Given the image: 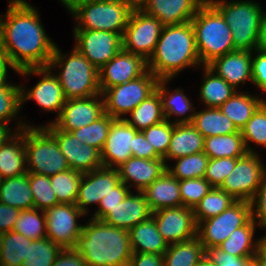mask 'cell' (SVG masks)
Masks as SVG:
<instances>
[{
	"mask_svg": "<svg viewBox=\"0 0 266 266\" xmlns=\"http://www.w3.org/2000/svg\"><path fill=\"white\" fill-rule=\"evenodd\" d=\"M3 16L0 47L11 69L48 67L56 44L45 34L38 11L25 0H10Z\"/></svg>",
	"mask_w": 266,
	"mask_h": 266,
	"instance_id": "6da1fadb",
	"label": "cell"
},
{
	"mask_svg": "<svg viewBox=\"0 0 266 266\" xmlns=\"http://www.w3.org/2000/svg\"><path fill=\"white\" fill-rule=\"evenodd\" d=\"M86 224L74 249L88 266L128 265L133 254L128 230L95 218Z\"/></svg>",
	"mask_w": 266,
	"mask_h": 266,
	"instance_id": "7a4b0ae2",
	"label": "cell"
},
{
	"mask_svg": "<svg viewBox=\"0 0 266 266\" xmlns=\"http://www.w3.org/2000/svg\"><path fill=\"white\" fill-rule=\"evenodd\" d=\"M201 65L191 22L163 26L147 68L159 80L174 79L186 67Z\"/></svg>",
	"mask_w": 266,
	"mask_h": 266,
	"instance_id": "3957f363",
	"label": "cell"
},
{
	"mask_svg": "<svg viewBox=\"0 0 266 266\" xmlns=\"http://www.w3.org/2000/svg\"><path fill=\"white\" fill-rule=\"evenodd\" d=\"M48 67L50 69L59 67L61 72L56 76L66 99L86 98L102 94L98 69L75 47L68 55L62 54L60 48L58 49V46L55 45Z\"/></svg>",
	"mask_w": 266,
	"mask_h": 266,
	"instance_id": "277c9868",
	"label": "cell"
},
{
	"mask_svg": "<svg viewBox=\"0 0 266 266\" xmlns=\"http://www.w3.org/2000/svg\"><path fill=\"white\" fill-rule=\"evenodd\" d=\"M201 64L234 51L232 31L221 13L206 0L191 20Z\"/></svg>",
	"mask_w": 266,
	"mask_h": 266,
	"instance_id": "5b68a950",
	"label": "cell"
},
{
	"mask_svg": "<svg viewBox=\"0 0 266 266\" xmlns=\"http://www.w3.org/2000/svg\"><path fill=\"white\" fill-rule=\"evenodd\" d=\"M135 6L129 0H89L70 13L78 23L74 30H102L123 36Z\"/></svg>",
	"mask_w": 266,
	"mask_h": 266,
	"instance_id": "8992f818",
	"label": "cell"
},
{
	"mask_svg": "<svg viewBox=\"0 0 266 266\" xmlns=\"http://www.w3.org/2000/svg\"><path fill=\"white\" fill-rule=\"evenodd\" d=\"M222 15L232 31L234 51L257 50L259 28L264 12L254 1L208 0Z\"/></svg>",
	"mask_w": 266,
	"mask_h": 266,
	"instance_id": "52a82bcc",
	"label": "cell"
},
{
	"mask_svg": "<svg viewBox=\"0 0 266 266\" xmlns=\"http://www.w3.org/2000/svg\"><path fill=\"white\" fill-rule=\"evenodd\" d=\"M28 173L52 176L69 168L55 138L43 127H25Z\"/></svg>",
	"mask_w": 266,
	"mask_h": 266,
	"instance_id": "ba28073f",
	"label": "cell"
},
{
	"mask_svg": "<svg viewBox=\"0 0 266 266\" xmlns=\"http://www.w3.org/2000/svg\"><path fill=\"white\" fill-rule=\"evenodd\" d=\"M158 78L147 70L138 78L107 88L103 93L105 113L114 119H124L122 115L129 114L155 90Z\"/></svg>",
	"mask_w": 266,
	"mask_h": 266,
	"instance_id": "9c48e42d",
	"label": "cell"
},
{
	"mask_svg": "<svg viewBox=\"0 0 266 266\" xmlns=\"http://www.w3.org/2000/svg\"><path fill=\"white\" fill-rule=\"evenodd\" d=\"M162 28L156 17L135 7L122 36V49L148 61L155 51Z\"/></svg>",
	"mask_w": 266,
	"mask_h": 266,
	"instance_id": "30bf717a",
	"label": "cell"
},
{
	"mask_svg": "<svg viewBox=\"0 0 266 266\" xmlns=\"http://www.w3.org/2000/svg\"><path fill=\"white\" fill-rule=\"evenodd\" d=\"M257 153H246L238 158L235 168L219 187L237 201L250 202L266 179V166Z\"/></svg>",
	"mask_w": 266,
	"mask_h": 266,
	"instance_id": "8fae6325",
	"label": "cell"
},
{
	"mask_svg": "<svg viewBox=\"0 0 266 266\" xmlns=\"http://www.w3.org/2000/svg\"><path fill=\"white\" fill-rule=\"evenodd\" d=\"M251 218V204L236 201L221 214L201 221L197 226V237L204 249L218 247L237 228Z\"/></svg>",
	"mask_w": 266,
	"mask_h": 266,
	"instance_id": "7c38bea8",
	"label": "cell"
},
{
	"mask_svg": "<svg viewBox=\"0 0 266 266\" xmlns=\"http://www.w3.org/2000/svg\"><path fill=\"white\" fill-rule=\"evenodd\" d=\"M46 216V237L62 249L74 248L82 233L83 225L77 224L85 215L75 204L59 203L44 211Z\"/></svg>",
	"mask_w": 266,
	"mask_h": 266,
	"instance_id": "4fadbf2b",
	"label": "cell"
},
{
	"mask_svg": "<svg viewBox=\"0 0 266 266\" xmlns=\"http://www.w3.org/2000/svg\"><path fill=\"white\" fill-rule=\"evenodd\" d=\"M75 48L98 70L107 64L121 49L119 33L102 30H73Z\"/></svg>",
	"mask_w": 266,
	"mask_h": 266,
	"instance_id": "5bb4252c",
	"label": "cell"
},
{
	"mask_svg": "<svg viewBox=\"0 0 266 266\" xmlns=\"http://www.w3.org/2000/svg\"><path fill=\"white\" fill-rule=\"evenodd\" d=\"M43 127L55 138L70 169L87 173L103 166L101 151L95 147L82 144L71 132L58 129L52 122Z\"/></svg>",
	"mask_w": 266,
	"mask_h": 266,
	"instance_id": "9a60e30c",
	"label": "cell"
},
{
	"mask_svg": "<svg viewBox=\"0 0 266 266\" xmlns=\"http://www.w3.org/2000/svg\"><path fill=\"white\" fill-rule=\"evenodd\" d=\"M17 74L23 76L33 74L43 76L29 91L26 90L25 92V88L21 87V108L26 100L31 99L43 108V111H58L57 115H60L67 99L65 98L59 80L57 76L53 74L52 69L49 67L28 68L18 71Z\"/></svg>",
	"mask_w": 266,
	"mask_h": 266,
	"instance_id": "2e32d148",
	"label": "cell"
},
{
	"mask_svg": "<svg viewBox=\"0 0 266 266\" xmlns=\"http://www.w3.org/2000/svg\"><path fill=\"white\" fill-rule=\"evenodd\" d=\"M158 231L168 245L188 241L197 236L193 209L183 205L153 212Z\"/></svg>",
	"mask_w": 266,
	"mask_h": 266,
	"instance_id": "e0dca14e",
	"label": "cell"
},
{
	"mask_svg": "<svg viewBox=\"0 0 266 266\" xmlns=\"http://www.w3.org/2000/svg\"><path fill=\"white\" fill-rule=\"evenodd\" d=\"M104 113L102 94L86 98L67 99L60 115L52 123L62 131L71 132L90 125Z\"/></svg>",
	"mask_w": 266,
	"mask_h": 266,
	"instance_id": "ac0fdd59",
	"label": "cell"
},
{
	"mask_svg": "<svg viewBox=\"0 0 266 266\" xmlns=\"http://www.w3.org/2000/svg\"><path fill=\"white\" fill-rule=\"evenodd\" d=\"M147 70V61L142 56L121 49L98 70L100 91L134 80Z\"/></svg>",
	"mask_w": 266,
	"mask_h": 266,
	"instance_id": "d6986e66",
	"label": "cell"
},
{
	"mask_svg": "<svg viewBox=\"0 0 266 266\" xmlns=\"http://www.w3.org/2000/svg\"><path fill=\"white\" fill-rule=\"evenodd\" d=\"M118 170L111 167H100L91 172L83 173L75 205L87 214L88 205L100 204V201L110 193L118 183Z\"/></svg>",
	"mask_w": 266,
	"mask_h": 266,
	"instance_id": "ffe728a7",
	"label": "cell"
},
{
	"mask_svg": "<svg viewBox=\"0 0 266 266\" xmlns=\"http://www.w3.org/2000/svg\"><path fill=\"white\" fill-rule=\"evenodd\" d=\"M137 132L124 119H115L112 122L107 139L101 150V159L104 167H118L132 156L133 137Z\"/></svg>",
	"mask_w": 266,
	"mask_h": 266,
	"instance_id": "44dd1931",
	"label": "cell"
},
{
	"mask_svg": "<svg viewBox=\"0 0 266 266\" xmlns=\"http://www.w3.org/2000/svg\"><path fill=\"white\" fill-rule=\"evenodd\" d=\"M206 0H144L138 7L163 26L191 22Z\"/></svg>",
	"mask_w": 266,
	"mask_h": 266,
	"instance_id": "7402d4cb",
	"label": "cell"
},
{
	"mask_svg": "<svg viewBox=\"0 0 266 266\" xmlns=\"http://www.w3.org/2000/svg\"><path fill=\"white\" fill-rule=\"evenodd\" d=\"M167 168L164 159H143L131 156L116 169L123 182L129 188L131 185L138 191H144L153 181L160 177ZM132 181V182H131ZM130 185H127L129 184Z\"/></svg>",
	"mask_w": 266,
	"mask_h": 266,
	"instance_id": "603a6c76",
	"label": "cell"
},
{
	"mask_svg": "<svg viewBox=\"0 0 266 266\" xmlns=\"http://www.w3.org/2000/svg\"><path fill=\"white\" fill-rule=\"evenodd\" d=\"M153 212L143 191L134 195L129 192L125 199L102 219L105 223L130 230L137 224L149 219Z\"/></svg>",
	"mask_w": 266,
	"mask_h": 266,
	"instance_id": "cb8c5ba5",
	"label": "cell"
},
{
	"mask_svg": "<svg viewBox=\"0 0 266 266\" xmlns=\"http://www.w3.org/2000/svg\"><path fill=\"white\" fill-rule=\"evenodd\" d=\"M252 52L236 50L215 58L207 66L235 90L240 84L252 82Z\"/></svg>",
	"mask_w": 266,
	"mask_h": 266,
	"instance_id": "d4e9b609",
	"label": "cell"
},
{
	"mask_svg": "<svg viewBox=\"0 0 266 266\" xmlns=\"http://www.w3.org/2000/svg\"><path fill=\"white\" fill-rule=\"evenodd\" d=\"M20 123V124H19ZM18 123L16 133L0 146V176L2 179L28 173L25 151V127L27 123Z\"/></svg>",
	"mask_w": 266,
	"mask_h": 266,
	"instance_id": "484cf974",
	"label": "cell"
},
{
	"mask_svg": "<svg viewBox=\"0 0 266 266\" xmlns=\"http://www.w3.org/2000/svg\"><path fill=\"white\" fill-rule=\"evenodd\" d=\"M143 192L152 212L182 205L179 180L167 170Z\"/></svg>",
	"mask_w": 266,
	"mask_h": 266,
	"instance_id": "4316f807",
	"label": "cell"
},
{
	"mask_svg": "<svg viewBox=\"0 0 266 266\" xmlns=\"http://www.w3.org/2000/svg\"><path fill=\"white\" fill-rule=\"evenodd\" d=\"M204 137L192 125V123H177L173 127L171 141L166 156L163 158L165 163L167 160H174L182 156H188L203 152Z\"/></svg>",
	"mask_w": 266,
	"mask_h": 266,
	"instance_id": "83f0119b",
	"label": "cell"
},
{
	"mask_svg": "<svg viewBox=\"0 0 266 266\" xmlns=\"http://www.w3.org/2000/svg\"><path fill=\"white\" fill-rule=\"evenodd\" d=\"M128 232L133 253L163 255L168 249L169 245L159 233L156 222L152 216L137 224Z\"/></svg>",
	"mask_w": 266,
	"mask_h": 266,
	"instance_id": "f1b7e54d",
	"label": "cell"
},
{
	"mask_svg": "<svg viewBox=\"0 0 266 266\" xmlns=\"http://www.w3.org/2000/svg\"><path fill=\"white\" fill-rule=\"evenodd\" d=\"M170 81V79H160L157 82L156 90L159 92V95L162 100V110L166 120L169 119L173 115L182 116L184 118L175 119V124L177 123H192L194 119V106L193 103L189 100V98L183 93V89L180 88L175 89V91L171 94L166 87V84ZM170 93V94H169ZM189 111H191V115H189ZM188 115L186 116V114ZM184 115V116H183ZM186 116V117H185Z\"/></svg>",
	"mask_w": 266,
	"mask_h": 266,
	"instance_id": "f546056e",
	"label": "cell"
},
{
	"mask_svg": "<svg viewBox=\"0 0 266 266\" xmlns=\"http://www.w3.org/2000/svg\"><path fill=\"white\" fill-rule=\"evenodd\" d=\"M264 102L265 99L259 98V96L256 97L248 93L236 91L219 109L241 131L247 121Z\"/></svg>",
	"mask_w": 266,
	"mask_h": 266,
	"instance_id": "4dcf8cb0",
	"label": "cell"
},
{
	"mask_svg": "<svg viewBox=\"0 0 266 266\" xmlns=\"http://www.w3.org/2000/svg\"><path fill=\"white\" fill-rule=\"evenodd\" d=\"M0 203L21 210L34 208L28 173L3 179L0 186Z\"/></svg>",
	"mask_w": 266,
	"mask_h": 266,
	"instance_id": "1f68e13d",
	"label": "cell"
},
{
	"mask_svg": "<svg viewBox=\"0 0 266 266\" xmlns=\"http://www.w3.org/2000/svg\"><path fill=\"white\" fill-rule=\"evenodd\" d=\"M192 125L204 138L239 132L235 124L216 107L194 112Z\"/></svg>",
	"mask_w": 266,
	"mask_h": 266,
	"instance_id": "d6a6232c",
	"label": "cell"
},
{
	"mask_svg": "<svg viewBox=\"0 0 266 266\" xmlns=\"http://www.w3.org/2000/svg\"><path fill=\"white\" fill-rule=\"evenodd\" d=\"M258 224L252 217L241 227L235 229L218 248L236 257L252 258L256 255L257 240L254 241L255 227Z\"/></svg>",
	"mask_w": 266,
	"mask_h": 266,
	"instance_id": "836d02e7",
	"label": "cell"
},
{
	"mask_svg": "<svg viewBox=\"0 0 266 266\" xmlns=\"http://www.w3.org/2000/svg\"><path fill=\"white\" fill-rule=\"evenodd\" d=\"M203 152L210 159L241 158L247 153L241 131L205 138Z\"/></svg>",
	"mask_w": 266,
	"mask_h": 266,
	"instance_id": "e575fe53",
	"label": "cell"
},
{
	"mask_svg": "<svg viewBox=\"0 0 266 266\" xmlns=\"http://www.w3.org/2000/svg\"><path fill=\"white\" fill-rule=\"evenodd\" d=\"M205 249L196 236L188 241L173 243L163 254V266H197Z\"/></svg>",
	"mask_w": 266,
	"mask_h": 266,
	"instance_id": "d590c367",
	"label": "cell"
},
{
	"mask_svg": "<svg viewBox=\"0 0 266 266\" xmlns=\"http://www.w3.org/2000/svg\"><path fill=\"white\" fill-rule=\"evenodd\" d=\"M129 114L131 118L125 117L124 120L137 131H143L165 120L159 92L155 90Z\"/></svg>",
	"mask_w": 266,
	"mask_h": 266,
	"instance_id": "8d00e7d4",
	"label": "cell"
},
{
	"mask_svg": "<svg viewBox=\"0 0 266 266\" xmlns=\"http://www.w3.org/2000/svg\"><path fill=\"white\" fill-rule=\"evenodd\" d=\"M204 78L200 89V97L206 107L219 108L236 90L223 78H220L207 65H204Z\"/></svg>",
	"mask_w": 266,
	"mask_h": 266,
	"instance_id": "74e56055",
	"label": "cell"
},
{
	"mask_svg": "<svg viewBox=\"0 0 266 266\" xmlns=\"http://www.w3.org/2000/svg\"><path fill=\"white\" fill-rule=\"evenodd\" d=\"M236 201L237 200L222 189L212 187L193 209L197 225L201 221L221 214Z\"/></svg>",
	"mask_w": 266,
	"mask_h": 266,
	"instance_id": "f35d334b",
	"label": "cell"
},
{
	"mask_svg": "<svg viewBox=\"0 0 266 266\" xmlns=\"http://www.w3.org/2000/svg\"><path fill=\"white\" fill-rule=\"evenodd\" d=\"M83 173L68 169L50 176L58 203L75 204Z\"/></svg>",
	"mask_w": 266,
	"mask_h": 266,
	"instance_id": "ab89813d",
	"label": "cell"
},
{
	"mask_svg": "<svg viewBox=\"0 0 266 266\" xmlns=\"http://www.w3.org/2000/svg\"><path fill=\"white\" fill-rule=\"evenodd\" d=\"M32 241L14 231L4 233L0 266H22L24 258L28 257V245Z\"/></svg>",
	"mask_w": 266,
	"mask_h": 266,
	"instance_id": "60d3db41",
	"label": "cell"
},
{
	"mask_svg": "<svg viewBox=\"0 0 266 266\" xmlns=\"http://www.w3.org/2000/svg\"><path fill=\"white\" fill-rule=\"evenodd\" d=\"M209 159L204 152L182 156L174 159L177 162L173 168L167 165L166 170L179 181L204 178Z\"/></svg>",
	"mask_w": 266,
	"mask_h": 266,
	"instance_id": "b9f144b4",
	"label": "cell"
},
{
	"mask_svg": "<svg viewBox=\"0 0 266 266\" xmlns=\"http://www.w3.org/2000/svg\"><path fill=\"white\" fill-rule=\"evenodd\" d=\"M38 209L21 210L15 221L12 231L22 234L32 240L46 237V216L43 210L38 214Z\"/></svg>",
	"mask_w": 266,
	"mask_h": 266,
	"instance_id": "7bdbcfd3",
	"label": "cell"
},
{
	"mask_svg": "<svg viewBox=\"0 0 266 266\" xmlns=\"http://www.w3.org/2000/svg\"><path fill=\"white\" fill-rule=\"evenodd\" d=\"M114 120L112 116L104 113L90 125L71 131V133L80 140L82 144L91 145L101 151L107 139L109 128Z\"/></svg>",
	"mask_w": 266,
	"mask_h": 266,
	"instance_id": "ee69618b",
	"label": "cell"
},
{
	"mask_svg": "<svg viewBox=\"0 0 266 266\" xmlns=\"http://www.w3.org/2000/svg\"><path fill=\"white\" fill-rule=\"evenodd\" d=\"M62 248L47 237L33 240L28 245V257L22 266H52Z\"/></svg>",
	"mask_w": 266,
	"mask_h": 266,
	"instance_id": "f6af8a7d",
	"label": "cell"
},
{
	"mask_svg": "<svg viewBox=\"0 0 266 266\" xmlns=\"http://www.w3.org/2000/svg\"><path fill=\"white\" fill-rule=\"evenodd\" d=\"M21 86L10 84L7 76L0 79V122L8 124L21 109Z\"/></svg>",
	"mask_w": 266,
	"mask_h": 266,
	"instance_id": "bcb514c9",
	"label": "cell"
},
{
	"mask_svg": "<svg viewBox=\"0 0 266 266\" xmlns=\"http://www.w3.org/2000/svg\"><path fill=\"white\" fill-rule=\"evenodd\" d=\"M241 133L247 153H256L249 142L266 147V102L247 121Z\"/></svg>",
	"mask_w": 266,
	"mask_h": 266,
	"instance_id": "7dc6e473",
	"label": "cell"
},
{
	"mask_svg": "<svg viewBox=\"0 0 266 266\" xmlns=\"http://www.w3.org/2000/svg\"><path fill=\"white\" fill-rule=\"evenodd\" d=\"M28 181L33 195L34 208L45 211L59 204L51 187L50 176L28 173Z\"/></svg>",
	"mask_w": 266,
	"mask_h": 266,
	"instance_id": "c3c4849f",
	"label": "cell"
},
{
	"mask_svg": "<svg viewBox=\"0 0 266 266\" xmlns=\"http://www.w3.org/2000/svg\"><path fill=\"white\" fill-rule=\"evenodd\" d=\"M174 125V122L165 119L162 122L141 131L161 158L166 156L169 149Z\"/></svg>",
	"mask_w": 266,
	"mask_h": 266,
	"instance_id": "681fc988",
	"label": "cell"
},
{
	"mask_svg": "<svg viewBox=\"0 0 266 266\" xmlns=\"http://www.w3.org/2000/svg\"><path fill=\"white\" fill-rule=\"evenodd\" d=\"M179 187L182 205L191 209H194L212 188L205 178L180 180Z\"/></svg>",
	"mask_w": 266,
	"mask_h": 266,
	"instance_id": "f907efd6",
	"label": "cell"
},
{
	"mask_svg": "<svg viewBox=\"0 0 266 266\" xmlns=\"http://www.w3.org/2000/svg\"><path fill=\"white\" fill-rule=\"evenodd\" d=\"M238 158H217L209 159L205 179L210 183L212 187L219 188L225 178L235 168Z\"/></svg>",
	"mask_w": 266,
	"mask_h": 266,
	"instance_id": "816d5d0a",
	"label": "cell"
},
{
	"mask_svg": "<svg viewBox=\"0 0 266 266\" xmlns=\"http://www.w3.org/2000/svg\"><path fill=\"white\" fill-rule=\"evenodd\" d=\"M130 192L128 186L119 182L112 191L100 201L98 209L94 212L93 218L102 220L114 207L121 203Z\"/></svg>",
	"mask_w": 266,
	"mask_h": 266,
	"instance_id": "f5cc1de1",
	"label": "cell"
},
{
	"mask_svg": "<svg viewBox=\"0 0 266 266\" xmlns=\"http://www.w3.org/2000/svg\"><path fill=\"white\" fill-rule=\"evenodd\" d=\"M205 255L216 266H252V258L236 257L220 250L218 247L206 248Z\"/></svg>",
	"mask_w": 266,
	"mask_h": 266,
	"instance_id": "db71d44e",
	"label": "cell"
},
{
	"mask_svg": "<svg viewBox=\"0 0 266 266\" xmlns=\"http://www.w3.org/2000/svg\"><path fill=\"white\" fill-rule=\"evenodd\" d=\"M250 204L252 219L258 224V226L266 228V179L257 189Z\"/></svg>",
	"mask_w": 266,
	"mask_h": 266,
	"instance_id": "11a10c76",
	"label": "cell"
},
{
	"mask_svg": "<svg viewBox=\"0 0 266 266\" xmlns=\"http://www.w3.org/2000/svg\"><path fill=\"white\" fill-rule=\"evenodd\" d=\"M132 156L143 159H163L161 158L145 138L141 131H138L133 137V148H131Z\"/></svg>",
	"mask_w": 266,
	"mask_h": 266,
	"instance_id": "9f6ffc18",
	"label": "cell"
},
{
	"mask_svg": "<svg viewBox=\"0 0 266 266\" xmlns=\"http://www.w3.org/2000/svg\"><path fill=\"white\" fill-rule=\"evenodd\" d=\"M255 52L257 54L252 59V83L263 90L266 95V54L258 50Z\"/></svg>",
	"mask_w": 266,
	"mask_h": 266,
	"instance_id": "6f0895ef",
	"label": "cell"
},
{
	"mask_svg": "<svg viewBox=\"0 0 266 266\" xmlns=\"http://www.w3.org/2000/svg\"><path fill=\"white\" fill-rule=\"evenodd\" d=\"M52 266H88L74 248L62 249Z\"/></svg>",
	"mask_w": 266,
	"mask_h": 266,
	"instance_id": "680465c9",
	"label": "cell"
},
{
	"mask_svg": "<svg viewBox=\"0 0 266 266\" xmlns=\"http://www.w3.org/2000/svg\"><path fill=\"white\" fill-rule=\"evenodd\" d=\"M19 213V209L0 203V232L12 231Z\"/></svg>",
	"mask_w": 266,
	"mask_h": 266,
	"instance_id": "91938a15",
	"label": "cell"
},
{
	"mask_svg": "<svg viewBox=\"0 0 266 266\" xmlns=\"http://www.w3.org/2000/svg\"><path fill=\"white\" fill-rule=\"evenodd\" d=\"M128 266H163V255L133 253Z\"/></svg>",
	"mask_w": 266,
	"mask_h": 266,
	"instance_id": "94428289",
	"label": "cell"
},
{
	"mask_svg": "<svg viewBox=\"0 0 266 266\" xmlns=\"http://www.w3.org/2000/svg\"><path fill=\"white\" fill-rule=\"evenodd\" d=\"M257 50L266 54V13L264 12L259 28Z\"/></svg>",
	"mask_w": 266,
	"mask_h": 266,
	"instance_id": "6125c7cd",
	"label": "cell"
},
{
	"mask_svg": "<svg viewBox=\"0 0 266 266\" xmlns=\"http://www.w3.org/2000/svg\"><path fill=\"white\" fill-rule=\"evenodd\" d=\"M256 255L266 261V235L257 240Z\"/></svg>",
	"mask_w": 266,
	"mask_h": 266,
	"instance_id": "be15d7a7",
	"label": "cell"
},
{
	"mask_svg": "<svg viewBox=\"0 0 266 266\" xmlns=\"http://www.w3.org/2000/svg\"><path fill=\"white\" fill-rule=\"evenodd\" d=\"M10 68L6 57H5V53L3 52V50L0 47V79H2L3 77L8 76L7 74V68Z\"/></svg>",
	"mask_w": 266,
	"mask_h": 266,
	"instance_id": "e7e4bbea",
	"label": "cell"
},
{
	"mask_svg": "<svg viewBox=\"0 0 266 266\" xmlns=\"http://www.w3.org/2000/svg\"><path fill=\"white\" fill-rule=\"evenodd\" d=\"M12 135L13 134L9 126L5 123L0 122V146Z\"/></svg>",
	"mask_w": 266,
	"mask_h": 266,
	"instance_id": "03108f58",
	"label": "cell"
},
{
	"mask_svg": "<svg viewBox=\"0 0 266 266\" xmlns=\"http://www.w3.org/2000/svg\"><path fill=\"white\" fill-rule=\"evenodd\" d=\"M64 6L67 7V10H71L74 8L77 4L82 3L84 1H89V0H60Z\"/></svg>",
	"mask_w": 266,
	"mask_h": 266,
	"instance_id": "003e7915",
	"label": "cell"
},
{
	"mask_svg": "<svg viewBox=\"0 0 266 266\" xmlns=\"http://www.w3.org/2000/svg\"><path fill=\"white\" fill-rule=\"evenodd\" d=\"M197 266H216L206 255L198 262Z\"/></svg>",
	"mask_w": 266,
	"mask_h": 266,
	"instance_id": "a7ac6f4b",
	"label": "cell"
},
{
	"mask_svg": "<svg viewBox=\"0 0 266 266\" xmlns=\"http://www.w3.org/2000/svg\"><path fill=\"white\" fill-rule=\"evenodd\" d=\"M252 266H266V261L254 255L252 257Z\"/></svg>",
	"mask_w": 266,
	"mask_h": 266,
	"instance_id": "89a4df30",
	"label": "cell"
},
{
	"mask_svg": "<svg viewBox=\"0 0 266 266\" xmlns=\"http://www.w3.org/2000/svg\"><path fill=\"white\" fill-rule=\"evenodd\" d=\"M3 240H4V233L0 232V259H1V252L3 248Z\"/></svg>",
	"mask_w": 266,
	"mask_h": 266,
	"instance_id": "2644e50d",
	"label": "cell"
},
{
	"mask_svg": "<svg viewBox=\"0 0 266 266\" xmlns=\"http://www.w3.org/2000/svg\"><path fill=\"white\" fill-rule=\"evenodd\" d=\"M135 7H138L144 0H129Z\"/></svg>",
	"mask_w": 266,
	"mask_h": 266,
	"instance_id": "8c879c8a",
	"label": "cell"
},
{
	"mask_svg": "<svg viewBox=\"0 0 266 266\" xmlns=\"http://www.w3.org/2000/svg\"><path fill=\"white\" fill-rule=\"evenodd\" d=\"M2 180H3V179H2V177L0 176V186H1Z\"/></svg>",
	"mask_w": 266,
	"mask_h": 266,
	"instance_id": "753ad0ef",
	"label": "cell"
}]
</instances>
